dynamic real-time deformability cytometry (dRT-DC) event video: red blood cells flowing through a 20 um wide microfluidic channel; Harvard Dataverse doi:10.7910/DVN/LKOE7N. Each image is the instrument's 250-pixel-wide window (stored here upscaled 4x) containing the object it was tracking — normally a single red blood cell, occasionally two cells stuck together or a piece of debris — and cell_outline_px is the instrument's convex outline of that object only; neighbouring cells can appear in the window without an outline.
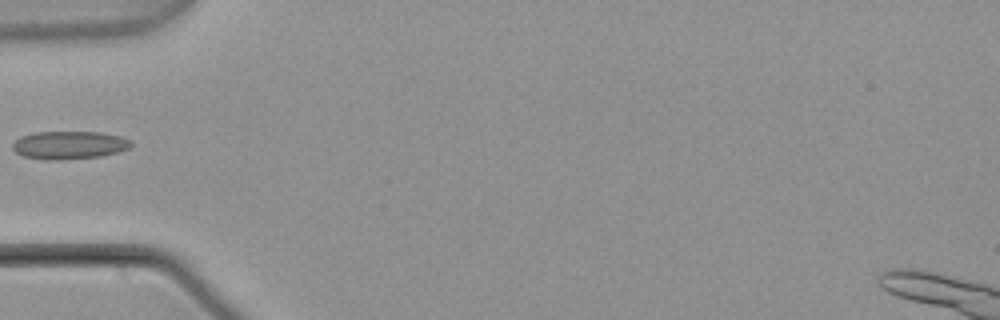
{"species": "common noctule bat (a hibernating species)", "species_latin": "Nyctalus noctula", "temperature_condition": "warm", "stored_images_in_passage": 3, "camera_frame_rate_fps": 3000, "um_per_image_px": 0.085, "animal": {"sex": "male", "body_mass_g": 21.5, "forearm_length_mm": 52.0}, "frame": {"image": 1, "passage_image": 3, "time_ms": 0.667, "image_size_px": [1000, 320], "cell_outline_px": [[132, 144], [128, 148], [116, 152], [100, 156], [56, 160], [44, 160], [24, 156], [16, 152], [12, 148], [12, 144], [20, 136], [36, 132], [100, 132], [120, 136], [132, 140]], "centroid_in_image_um": [5.87, 12.32], "position_along_channel_um": 79.1, "area_um2": 19.25}}